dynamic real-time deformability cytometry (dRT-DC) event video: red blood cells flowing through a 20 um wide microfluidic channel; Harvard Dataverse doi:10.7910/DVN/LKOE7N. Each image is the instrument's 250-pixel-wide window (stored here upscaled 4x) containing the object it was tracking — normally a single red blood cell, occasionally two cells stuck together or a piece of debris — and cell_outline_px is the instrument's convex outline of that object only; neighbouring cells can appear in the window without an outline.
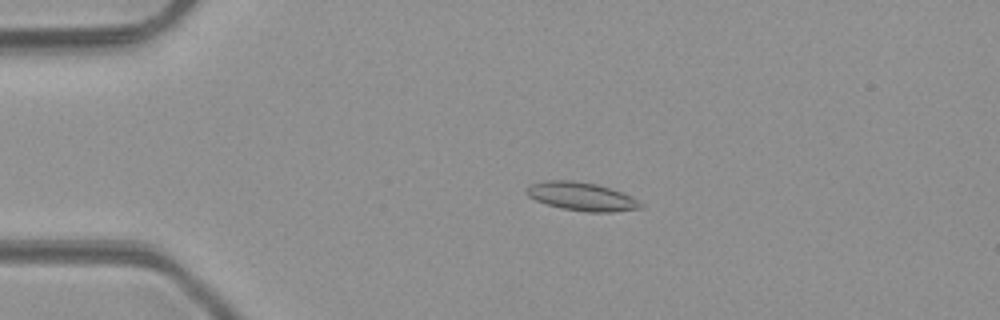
{"species": "common noctule bat (a hibernating species)", "species_latin": "Nyctalus noctula", "temperature_condition": "room temperature", "stored_images_in_passage": 5, "camera_frame_rate_fps": 3000, "um_per_image_px": 0.085, "animal": {"sex": "male", "body_mass_g": 23.1, "forearm_length_mm": 52.7}, "frame": {"image": 1, "passage_image": 3, "time_ms": 2.333, "image_size_px": [1000, 320], "cell_outline_px": [[644, 208], [612, 212], [588, 212], [560, 208], [536, 200], [528, 196], [524, 192], [524, 188], [528, 184], [544, 180], [572, 180], [596, 184], [612, 188], [632, 196], [644, 204]], "centroid_in_image_um": [49.43, 16.69], "position_along_channel_um": 35.6, "area_um2": 19.25}}